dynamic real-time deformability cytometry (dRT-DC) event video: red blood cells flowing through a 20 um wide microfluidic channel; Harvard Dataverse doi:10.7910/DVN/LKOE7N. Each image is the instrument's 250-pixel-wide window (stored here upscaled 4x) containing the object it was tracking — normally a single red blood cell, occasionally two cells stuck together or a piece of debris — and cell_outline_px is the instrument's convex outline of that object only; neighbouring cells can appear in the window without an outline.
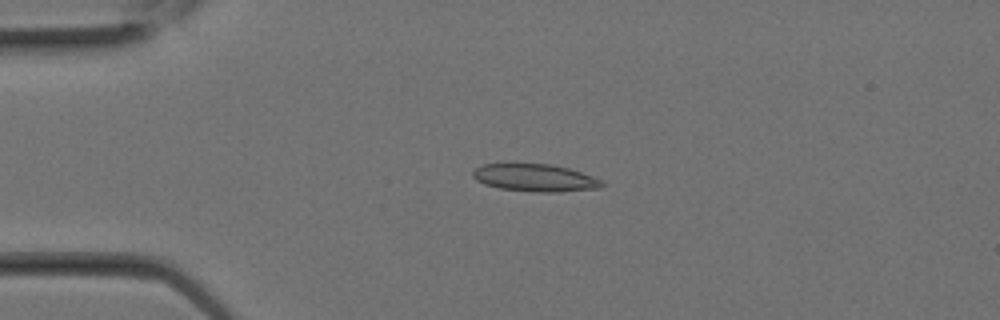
{"species": "Egyptian fruit bat (a non-hibernating species)", "species_latin": "Rousettus aegyptiacus", "temperature_condition": "room temperature", "stored_images_in_passage": 10, "camera_frame_rate_fps": 3000, "um_per_image_px": 0.085, "animal": {"sex": "female"}, "frame": {"image": 1, "passage_image": 5, "time_ms": 1.333, "image_size_px": [1000, 320], "cell_outline_px": [[604, 184], [600, 188], [556, 192], [536, 192], [500, 188], [484, 184], [476, 180], [472, 176], [472, 172], [476, 168], [484, 164], [548, 164], [568, 168], [592, 176], [600, 180]], "centroid_in_image_um": [45.46, 15.12], "position_along_channel_um": 39.5, "area_um2": 20.4}}
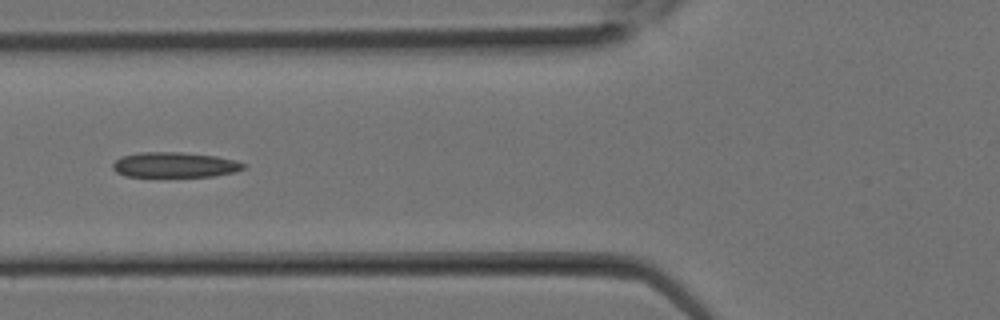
{"frame": {"image": 2, "passage_image": 9, "time_ms": 2.667, "image_size_px": [1000, 320], "cell_outline_px": [[248, 168], [216, 176], [124, 176], [116, 172], [112, 168], [112, 164], [120, 156], [140, 152], [180, 152], [216, 156], [236, 160], [248, 164]], "centroid_in_image_um": [14.88, 14.0], "position_along_channel_um": 110.9, "area_um2": 19.36}}